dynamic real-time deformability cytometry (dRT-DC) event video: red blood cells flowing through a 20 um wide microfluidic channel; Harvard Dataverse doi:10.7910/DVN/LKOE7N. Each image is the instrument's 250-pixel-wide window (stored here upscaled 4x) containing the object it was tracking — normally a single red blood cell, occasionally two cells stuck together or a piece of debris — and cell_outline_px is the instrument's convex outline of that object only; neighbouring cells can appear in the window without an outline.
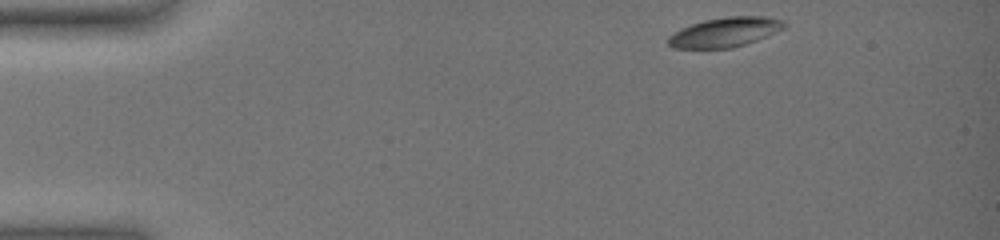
{"species": "common noctule bat (a hibernating species)", "species_latin": "Nyctalus noctula", "temperature_condition": "warm", "stored_images_in_passage": 47, "camera_frame_rate_fps": 3000, "um_per_image_px": 0.085, "animal": {"sex": "female", "body_mass_g": 19.0, "forearm_length_mm": 51.5}, "frame": {"image": 1, "passage_image": 1, "time_ms": 0.0, "image_size_px": [1000, 240], "cell_outline_px": [[788, 24], [784, 28], [776, 32], [756, 40], [732, 48], [672, 48], [668, 44], [668, 36], [680, 28], [704, 20], [728, 16], [764, 16], [784, 20]], "centroid_in_image_um": [61.63, 2.72], "position_along_channel_um": 23.4, "area_um2": 20.0}}
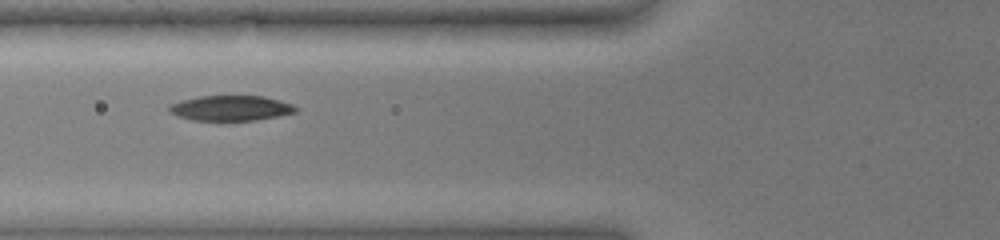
{"frame": {"image": 2, "passage_image": 16, "time_ms": 5.0, "image_size_px": [1000, 240], "cell_outline_px": [[296, 112], [256, 120], [192, 120], [180, 116], [172, 112], [168, 108], [168, 104], [180, 100], [200, 96], [264, 96], [280, 100], [292, 104], [296, 108]], "centroid_in_image_um": [19.6, 9.18], "position_along_channel_um": 106.2, "area_um2": 18.38}}
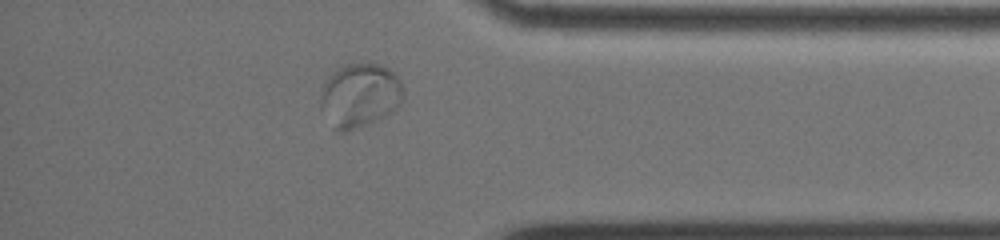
{"frame": {"image": 3, "passage_image": 42, "time_ms": 13.667, "image_size_px": [1000, 240], "cell_outline_px": [[404, 92], [400, 104], [396, 108], [372, 124], [340, 132], [332, 128], [320, 108], [320, 100], [324, 84], [328, 76], [336, 68], [344, 64], [380, 64], [388, 68], [400, 80], [404, 88]], "centroid_in_image_um": [30.57, 8.11], "position_along_channel_um": 404.6, "area_um2": 31.1}, "authors_computed_cell_mechanics": {"area_um2": 19.5942, "velocity_mm_per_s": 3.49, "shape_relaxation_time_tau1_ms": 4.8403, "shape_relaxation_time_tau2_ms": 1.3083, "deformation_change_tau1": 0.148, "deformation_change_tau2": 0.0374}}